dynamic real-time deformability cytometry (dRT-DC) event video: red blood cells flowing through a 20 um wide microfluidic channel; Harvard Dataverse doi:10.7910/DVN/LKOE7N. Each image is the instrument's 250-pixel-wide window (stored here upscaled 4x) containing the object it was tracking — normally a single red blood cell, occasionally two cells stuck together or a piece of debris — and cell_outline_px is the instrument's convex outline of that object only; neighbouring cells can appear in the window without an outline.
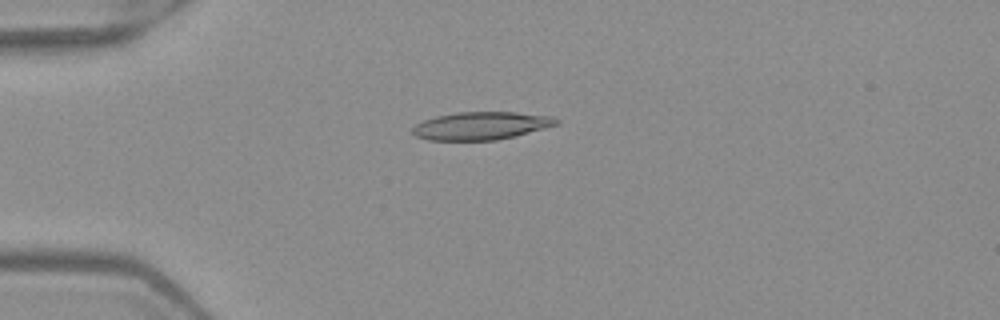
{"species": "Egyptian fruit bat (a non-hibernating species)", "species_latin": "Rousettus aegyptiacus", "temperature_condition": "warm", "stored_images_in_passage": 4, "camera_frame_rate_fps": 3000, "um_per_image_px": 0.085, "frame": {"image": 1, "passage_image": 1, "time_ms": 0.0, "image_size_px": [1000, 320], "cell_outline_px": [[560, 124], [516, 136], [496, 140], [428, 140], [416, 136], [412, 132], [412, 128], [416, 124], [424, 120], [436, 116], [456, 112], [516, 112], [552, 116], [560, 120]], "centroid_in_image_um": [40.93, 10.69], "position_along_channel_um": 44.1, "area_um2": 23.47}}
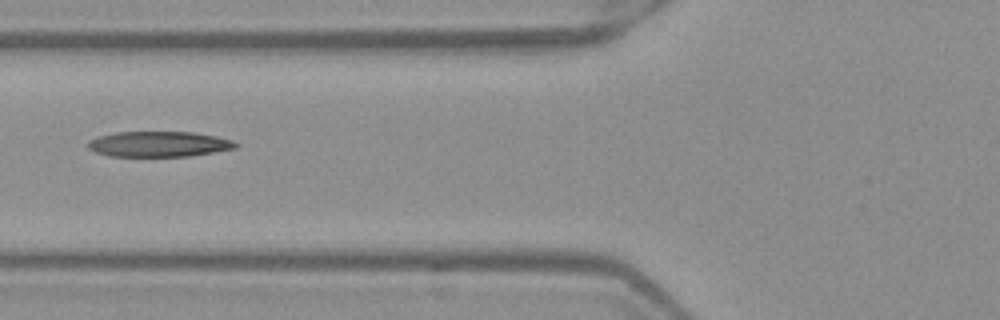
{"frame": {"image": 2, "passage_image": 3, "time_ms": 0.667, "image_size_px": [1000, 320], "cell_outline_px": [[240, 144], [236, 148], [188, 156], [108, 156], [96, 152], [88, 148], [88, 140], [96, 136], [116, 132], [196, 132], [216, 136], [232, 140]], "centroid_in_image_um": [13.49, 12.24], "position_along_channel_um": 112.3, "area_um2": 21.96}}
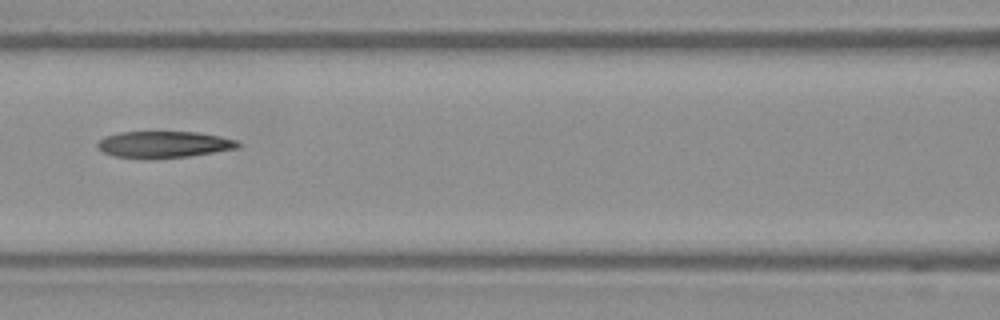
{"frame": {"image": 3, "passage_image": 4, "time_ms": 1.0, "image_size_px": [1000, 320], "cell_outline_px": [[240, 148], [188, 156], [148, 160], [112, 156], [96, 148], [96, 144], [104, 136], [116, 132], [196, 132], [220, 136], [236, 140], [240, 144]], "centroid_in_image_um": [13.87, 12.29], "position_along_channel_um": 152.7, "area_um2": 22.14}}